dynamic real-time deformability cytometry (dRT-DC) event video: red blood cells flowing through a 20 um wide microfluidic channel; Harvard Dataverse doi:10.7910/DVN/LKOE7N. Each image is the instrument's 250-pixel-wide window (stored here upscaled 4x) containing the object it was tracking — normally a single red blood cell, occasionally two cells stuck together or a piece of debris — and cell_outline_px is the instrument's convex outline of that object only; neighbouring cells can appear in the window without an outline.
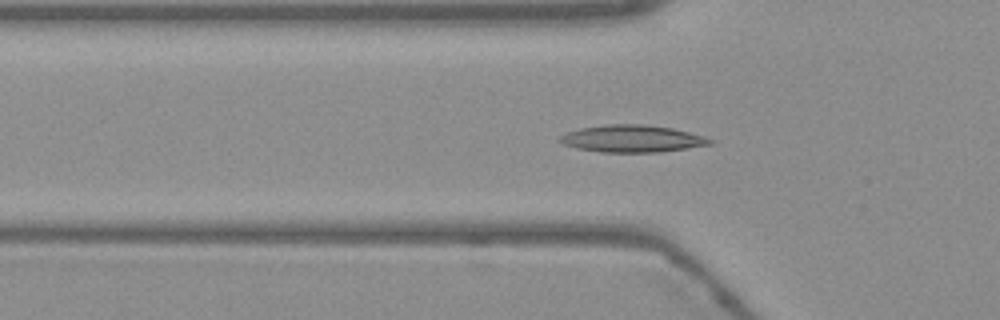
{"species": "Egyptian fruit bat (a non-hibernating species)", "species_latin": "Rousettus aegyptiacus", "temperature_condition": "warm", "stored_images_in_passage": 50, "camera_frame_rate_fps": 3000, "um_per_image_px": 0.085, "frame": {"image": 1, "passage_image": 13, "time_ms": 4.0, "image_size_px": [1000, 320], "cell_outline_px": [[716, 140], [712, 144], [688, 148], [660, 152], [600, 152], [576, 148], [564, 144], [556, 140], [560, 136], [568, 132], [580, 128], [608, 124], [644, 124], [672, 128], [708, 136]], "centroid_in_image_um": [53.79, 11.78], "position_along_channel_um": 72.0, "area_um2": 23.99}}
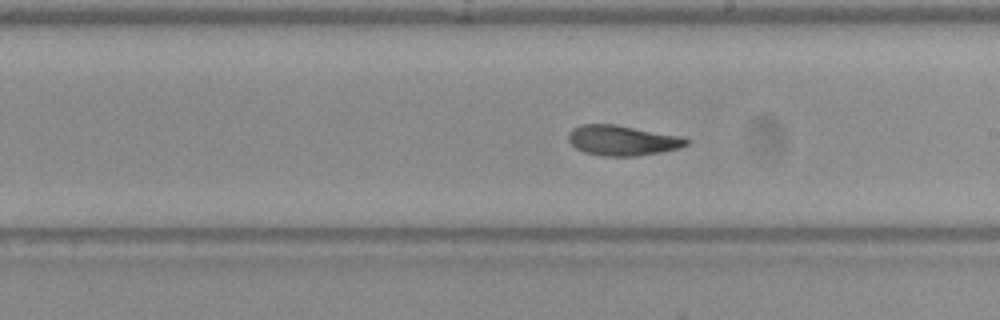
{"frame": {"image": 2, "passage_image": 26, "time_ms": 8.333, "image_size_px": [1000, 320], "cell_outline_px": [[692, 140], [688, 144], [680, 148], [660, 152], [636, 156], [600, 156], [584, 152], [576, 148], [568, 140], [568, 132], [572, 128], [580, 124], [616, 124], [684, 136]], "centroid_in_image_um": [52.93, 11.92], "position_along_channel_um": 236.1, "area_um2": 21.15}}
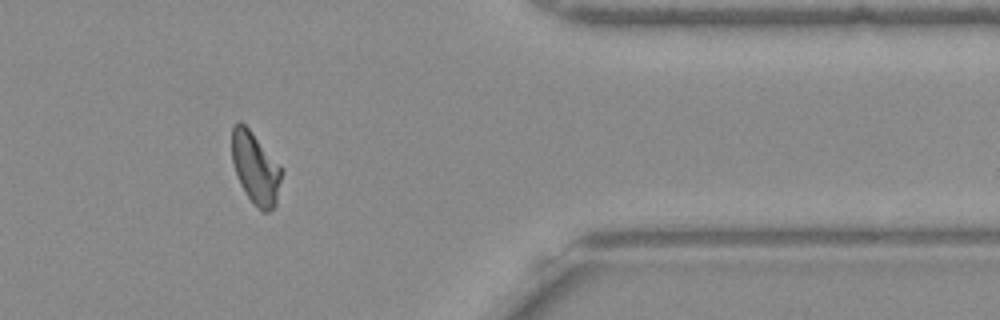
{"frame": {"image": 3, "passage_image": 40, "time_ms": 13.0, "image_size_px": [1000, 320], "cell_outline_px": [[284, 172], [276, 204], [268, 212], [264, 212], [252, 204], [240, 184], [236, 176], [232, 160], [232, 128], [240, 120], [252, 132], [284, 168]], "centroid_in_image_um": [21.75, 14.31], "position_along_channel_um": 389.7, "area_um2": 21.15}, "authors_computed_cell_mechanics": {"area_um2": 21.1837, "velocity_mm_per_s": 3.76, "shape_relaxation_time_tau1_ms": null, "shape_relaxation_time_tau2_ms": 2.1433, "deformation_change_tau1": null, "deformation_change_tau2": 0.0779}}